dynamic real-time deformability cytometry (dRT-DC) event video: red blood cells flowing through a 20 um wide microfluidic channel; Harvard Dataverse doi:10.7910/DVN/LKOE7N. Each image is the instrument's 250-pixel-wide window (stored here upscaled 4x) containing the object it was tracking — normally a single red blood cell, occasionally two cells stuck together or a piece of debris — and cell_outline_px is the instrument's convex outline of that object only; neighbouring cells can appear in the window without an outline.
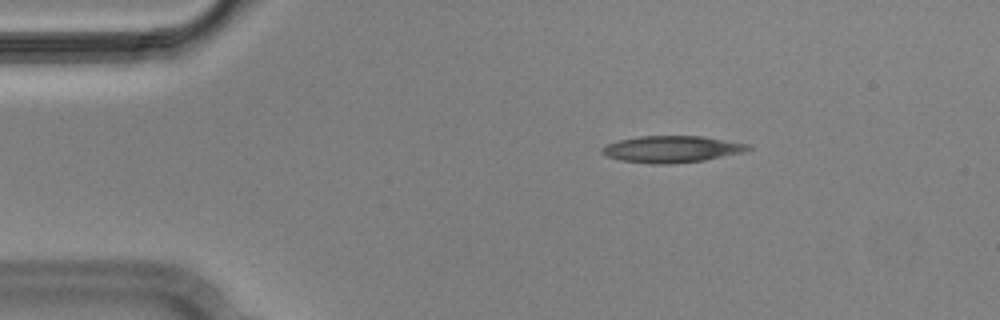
{"species": "Egyptian fruit bat (a non-hibernating species)", "species_latin": "Rousettus aegyptiacus", "temperature_condition": "cold", "stored_images_in_passage": 4, "camera_frame_rate_fps": 3000, "um_per_image_px": 0.085, "animal": {"sex": "male"}, "frame": {"image": 1, "passage_image": 4, "time_ms": 1.0, "image_size_px": [1000, 320], "cell_outline_px": [[752, 148], [744, 152], [704, 160], [672, 164], [652, 164], [620, 160], [608, 156], [600, 152], [600, 148], [608, 144], [620, 140], [640, 136], [704, 136], [752, 144]], "centroid_in_image_um": [57.15, 12.67], "position_along_channel_um": 27.9, "area_um2": 22.83}}